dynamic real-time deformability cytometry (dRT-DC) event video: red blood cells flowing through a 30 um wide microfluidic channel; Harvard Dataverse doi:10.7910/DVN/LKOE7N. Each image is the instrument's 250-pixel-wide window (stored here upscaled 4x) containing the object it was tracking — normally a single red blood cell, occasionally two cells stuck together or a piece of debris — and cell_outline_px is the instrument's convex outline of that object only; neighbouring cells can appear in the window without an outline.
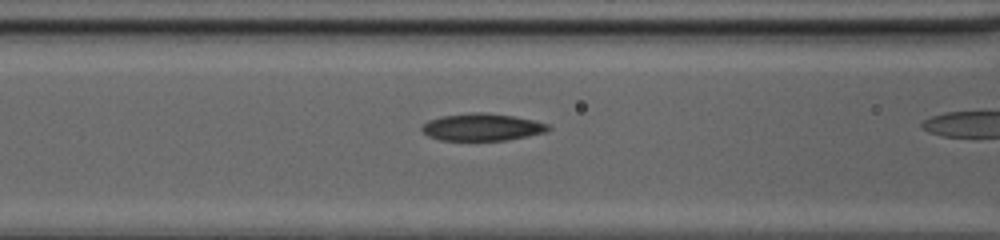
{"species": "common noctule bat (a hibernating species)", "species_latin": "Nyctalus noctula", "temperature_condition": "cold", "stored_images_in_passage": 9, "camera_frame_rate_fps": 3000, "um_per_image_px": 0.085, "animal": {"sex": "female", "body_mass_g": 20.0, "forearm_length_mm": 54.0}, "frame": {"image": 1, "passage_image": 8, "time_ms": 2.333, "image_size_px": [1000, 240], "cell_outline_px": [[552, 128], [544, 132], [504, 140], [440, 140], [428, 136], [420, 128], [428, 120], [444, 116], [472, 112], [484, 112], [512, 116], [532, 120], [548, 124]], "centroid_in_image_um": [40.94, 10.8], "position_along_channel_um": 125.7, "area_um2": 19.71}}